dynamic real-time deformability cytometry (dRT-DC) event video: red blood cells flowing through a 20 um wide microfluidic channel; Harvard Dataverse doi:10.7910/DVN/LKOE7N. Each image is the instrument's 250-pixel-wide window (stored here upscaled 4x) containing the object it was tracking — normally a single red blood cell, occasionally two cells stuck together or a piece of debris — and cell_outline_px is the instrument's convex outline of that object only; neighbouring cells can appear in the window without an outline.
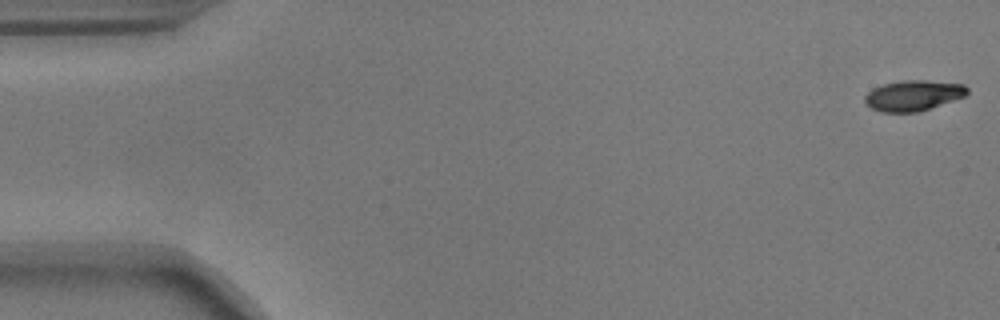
{"species": "common noctule bat (a hibernating species)", "species_latin": "Nyctalus noctula", "temperature_condition": "warm", "stored_images_in_passage": 15, "camera_frame_rate_fps": 3000, "um_per_image_px": 0.085, "animal": {"sex": "male", "body_mass_g": 17.9}, "frame": {"image": 1, "passage_image": 1, "time_ms": 0.0, "image_size_px": [1000, 320], "cell_outline_px": [[968, 92], [964, 96], [916, 112], [880, 112], [872, 108], [864, 100], [864, 96], [872, 88], [884, 84], [904, 80], [928, 80], [964, 84], [968, 88]], "centroid_in_image_um": [77.6, 8.1], "position_along_channel_um": 7.4, "area_um2": 17.98}}
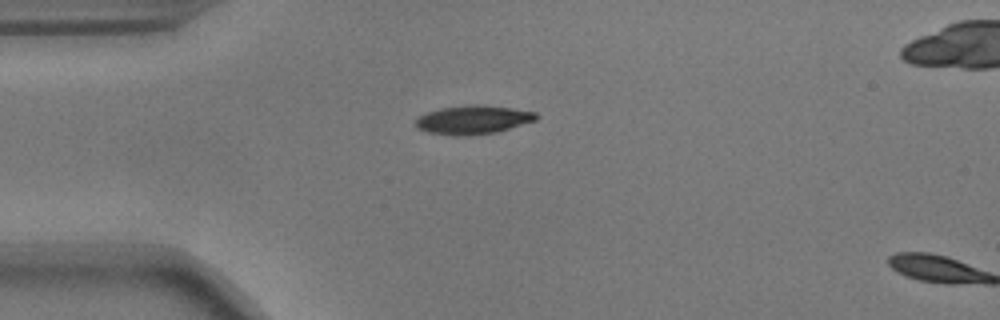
{"frame": {"image": 2, "passage_image": 14, "time_ms": 4.333, "image_size_px": [1000, 320], "cell_outline_px": [[540, 116], [536, 120], [496, 132], [468, 136], [452, 136], [428, 132], [416, 128], [416, 120], [424, 112], [440, 108], [472, 104], [476, 104], [512, 108], [536, 112]], "centroid_in_image_um": [40.19, 10.18], "position_along_channel_um": 44.8, "area_um2": 20.29}}